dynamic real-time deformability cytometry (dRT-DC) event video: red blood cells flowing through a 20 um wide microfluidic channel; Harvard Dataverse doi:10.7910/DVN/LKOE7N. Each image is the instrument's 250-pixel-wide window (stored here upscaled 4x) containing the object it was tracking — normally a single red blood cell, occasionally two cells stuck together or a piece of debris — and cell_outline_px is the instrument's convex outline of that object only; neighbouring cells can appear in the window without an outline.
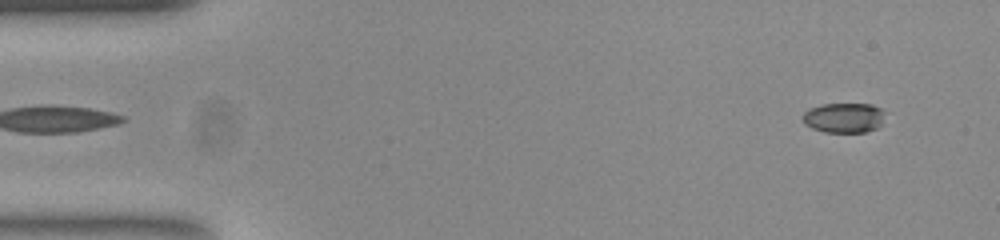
{"species": "common noctule bat (a hibernating species)", "species_latin": "Nyctalus noctula", "temperature_condition": "room temperature", "stored_images_in_passage": 53, "camera_frame_rate_fps": 3000, "um_per_image_px": 0.085, "animal": {"sex": "female", "body_mass_g": 23.0, "forearm_length_mm": 53.4}, "frame": {"image": 1, "passage_image": 3, "time_ms": 0.667, "image_size_px": [1000, 240], "cell_outline_px": [[884, 112], [880, 124], [876, 128], [864, 132], [824, 132], [812, 128], [804, 124], [800, 116], [808, 108], [820, 104], [872, 104], [880, 108]], "centroid_in_image_um": [71.66, 10.0], "position_along_channel_um": 13.3, "area_um2": 14.45}}
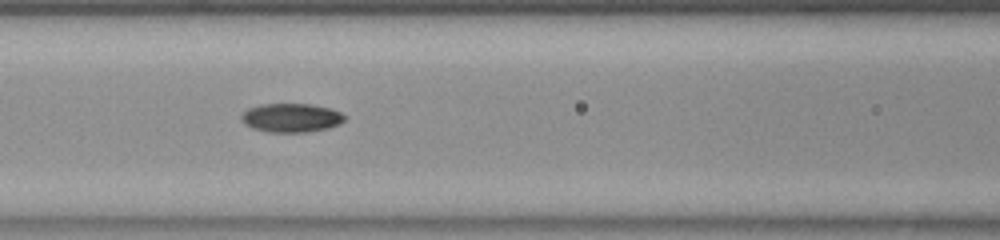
{"frame": {"image": 2, "passage_image": 22, "time_ms": 7.0, "image_size_px": [1000, 240], "cell_outline_px": [[348, 116], [344, 120], [336, 124], [324, 128], [304, 132], [272, 132], [252, 128], [244, 124], [240, 116], [248, 108], [260, 104], [312, 104], [332, 108]], "centroid_in_image_um": [24.74, 9.99], "position_along_channel_um": 141.9, "area_um2": 17.22}}
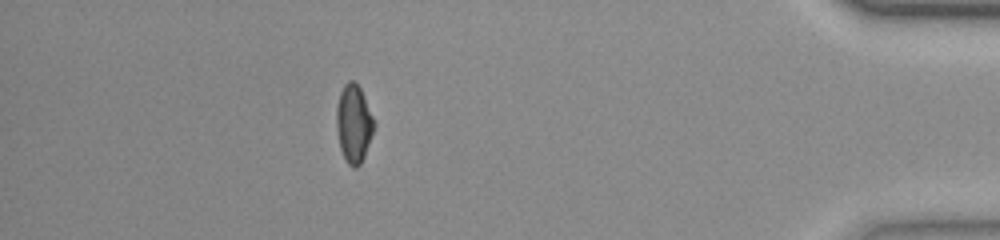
{"frame": {"image": 3, "passage_image": 47, "time_ms": 15.333, "image_size_px": [1000, 240], "cell_outline_px": [[376, 124], [364, 156], [360, 164], [356, 168], [352, 168], [348, 164], [340, 148], [336, 128], [336, 108], [340, 92], [344, 84], [348, 80], [352, 80], [360, 88]], "centroid_in_image_um": [30.06, 10.51], "position_along_channel_um": 405.1, "area_um2": 16.99}, "authors_computed_cell_mechanics": {"area_um2": 16.4152, "velocity_mm_per_s": 3.7928, "shape_relaxation_time_tau1_ms": null, "shape_relaxation_time_tau2_ms": 3.1665, "deformation_change_tau1": null, "deformation_change_tau2": 0.0729}}